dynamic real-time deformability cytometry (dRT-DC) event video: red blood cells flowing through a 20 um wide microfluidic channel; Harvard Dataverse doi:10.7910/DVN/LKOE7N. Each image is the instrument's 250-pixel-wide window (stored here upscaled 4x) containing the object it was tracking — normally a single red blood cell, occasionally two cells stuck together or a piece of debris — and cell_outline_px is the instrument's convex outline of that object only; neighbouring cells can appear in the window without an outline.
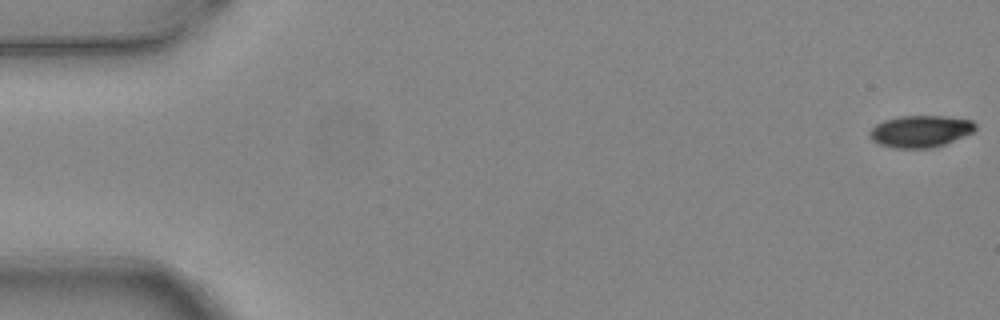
{"species": "common noctule bat (a hibernating species)", "species_latin": "Nyctalus noctula", "temperature_condition": "warm", "stored_images_in_passage": 3, "camera_frame_rate_fps": 3000, "um_per_image_px": 0.085, "animal": {"sex": "female", "body_mass_g": 24.6, "forearm_length_mm": 56.2}, "frame": {"image": 1, "passage_image": 1, "time_ms": 0.0, "image_size_px": [1000, 320], "cell_outline_px": [[976, 128], [972, 132], [964, 136], [944, 144], [932, 148], [892, 148], [880, 144], [872, 140], [868, 136], [868, 132], [876, 124], [884, 120], [900, 116], [944, 116], [972, 120], [976, 124]], "centroid_in_image_um": [78.21, 11.16], "position_along_channel_um": 6.8, "area_um2": 19.65}}
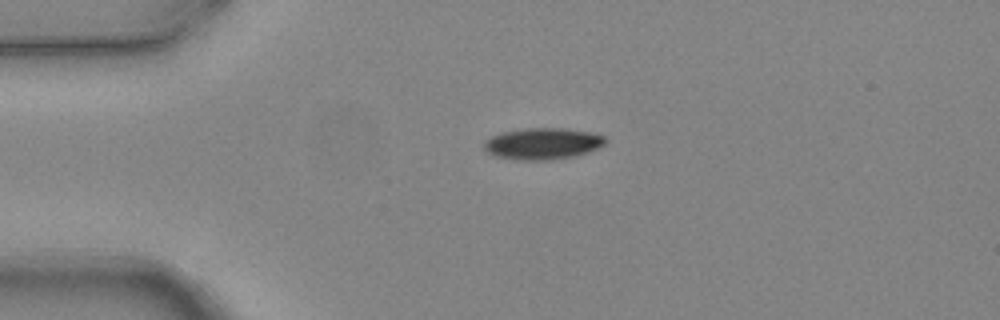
{"frame": {"image": 2, "passage_image": 3, "time_ms": 0.667, "image_size_px": [1000, 320], "cell_outline_px": [[604, 144], [588, 152], [572, 156], [552, 160], [516, 160], [492, 156], [484, 148], [484, 140], [492, 136], [504, 132], [524, 128], [564, 128], [588, 132], [604, 136]], "centroid_in_image_um": [46.06, 12.22], "position_along_channel_um": 38.9, "area_um2": 22.14}}